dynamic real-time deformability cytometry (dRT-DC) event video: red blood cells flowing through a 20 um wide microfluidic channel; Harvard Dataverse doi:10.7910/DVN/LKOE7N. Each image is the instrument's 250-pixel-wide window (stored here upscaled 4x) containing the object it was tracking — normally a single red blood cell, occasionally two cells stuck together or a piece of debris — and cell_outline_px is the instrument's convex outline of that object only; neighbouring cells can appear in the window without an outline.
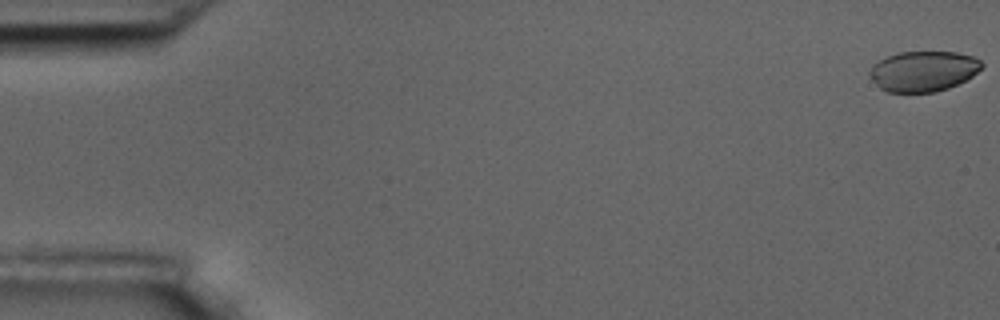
{"species": "common noctule bat (a hibernating species)", "species_latin": "Nyctalus noctula", "temperature_condition": "room temperature", "stored_images_in_passage": 56, "camera_frame_rate_fps": 3000, "um_per_image_px": 0.085, "animal": {"sex": "male", "body_mass_g": 17.5, "forearm_length_mm": 52.3}, "frame": {"image": 1, "passage_image": 1, "time_ms": 0.0, "image_size_px": [1000, 320], "cell_outline_px": [[984, 64], [972, 76], [948, 88], [936, 92], [888, 92], [880, 88], [868, 72], [872, 64], [888, 56], [900, 52], [956, 52], [972, 56], [980, 60]], "centroid_in_image_um": [78.47, 6.05], "position_along_channel_um": 6.5, "area_um2": 26.13}}
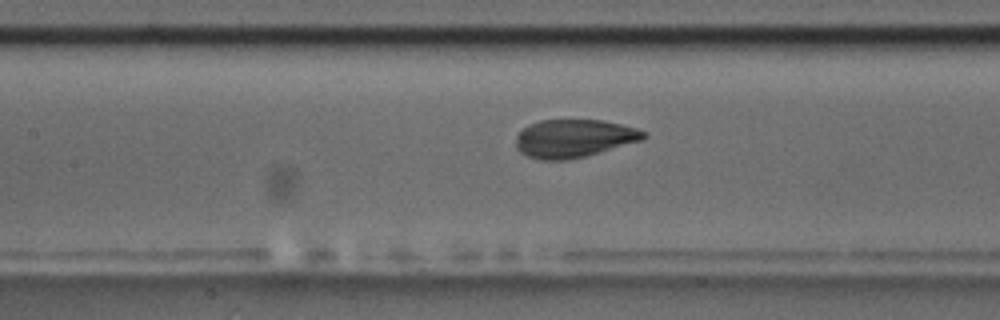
{"frame": {"image": 2, "passage_image": 26, "time_ms": 8.333, "image_size_px": [1000, 320], "cell_outline_px": [[648, 136], [644, 140], [588, 156], [568, 160], [540, 160], [528, 156], [520, 152], [516, 148], [516, 136], [528, 124], [540, 120], [604, 120], [636, 128], [644, 132]], "centroid_in_image_um": [48.8, 11.77], "position_along_channel_um": 158.6, "area_um2": 28.61}}
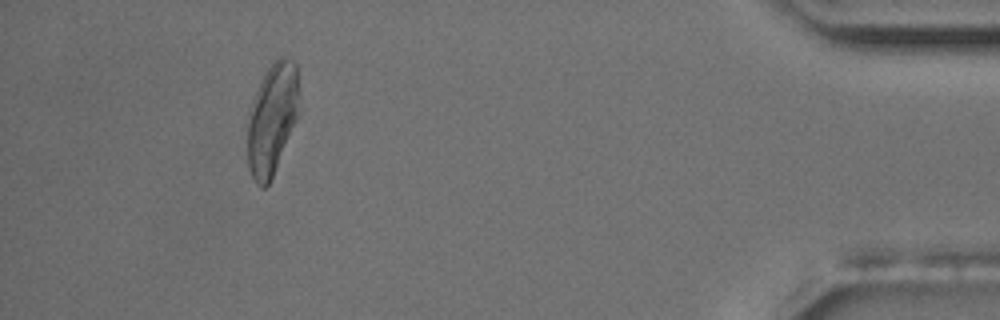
{"frame": {"image": 3, "passage_image": 52, "time_ms": 17.0, "image_size_px": [1000, 320], "cell_outline_px": [[300, 112], [272, 176], [268, 184], [264, 188], [260, 188], [256, 184], [248, 168], [248, 112], [252, 100], [260, 80], [264, 72], [280, 56], [284, 56], [292, 60], [296, 64]], "centroid_in_image_um": [23.13, 10.08], "position_along_channel_um": 412.1, "area_um2": 33.52}, "authors_computed_cell_mechanics": {"area_um2": 29.0156, "velocity_mm_per_s": 3.6229, "shape_relaxation_time_tau1_ms": 3.5049, "shape_relaxation_time_tau2_ms": 0.7459, "deformation_change_tau1": 0.076, "deformation_change_tau2": 0.0494}}